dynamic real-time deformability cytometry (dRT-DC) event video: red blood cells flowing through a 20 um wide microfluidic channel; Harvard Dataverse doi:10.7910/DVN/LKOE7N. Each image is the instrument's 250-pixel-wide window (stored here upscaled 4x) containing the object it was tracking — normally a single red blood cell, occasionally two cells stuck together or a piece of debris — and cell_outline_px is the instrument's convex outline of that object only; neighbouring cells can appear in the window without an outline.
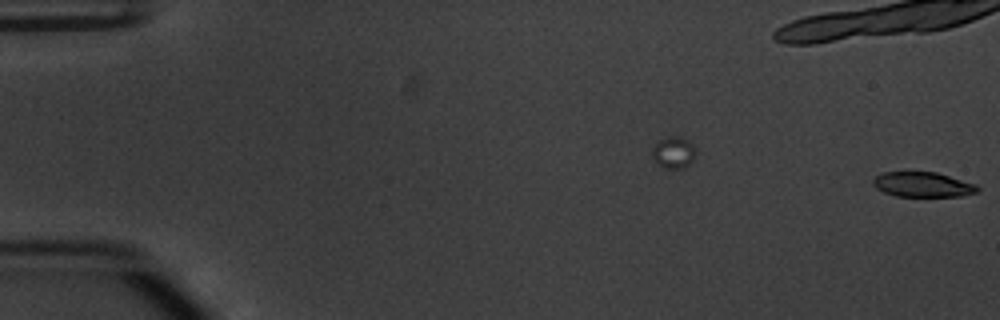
{"species": "common noctule bat (a hibernating species)", "species_latin": "Nyctalus noctula", "temperature_condition": "warm", "stored_images_in_passage": 40, "camera_frame_rate_fps": 3000, "um_per_image_px": 0.085, "animal": {"sex": "male", "body_mass_g": 20.1, "forearm_length_mm": 53.5}, "frame": {"image": 1, "passage_image": 1, "time_ms": 0.0, "image_size_px": [1000, 320], "cell_outline_px": [[980, 192], [964, 196], [896, 196], [884, 192], [876, 188], [872, 184], [872, 180], [876, 176], [884, 172], [936, 172], [976, 184], [980, 188]], "centroid_in_image_um": [78.47, 15.69], "position_along_channel_um": 6.5, "area_um2": 15.26}}